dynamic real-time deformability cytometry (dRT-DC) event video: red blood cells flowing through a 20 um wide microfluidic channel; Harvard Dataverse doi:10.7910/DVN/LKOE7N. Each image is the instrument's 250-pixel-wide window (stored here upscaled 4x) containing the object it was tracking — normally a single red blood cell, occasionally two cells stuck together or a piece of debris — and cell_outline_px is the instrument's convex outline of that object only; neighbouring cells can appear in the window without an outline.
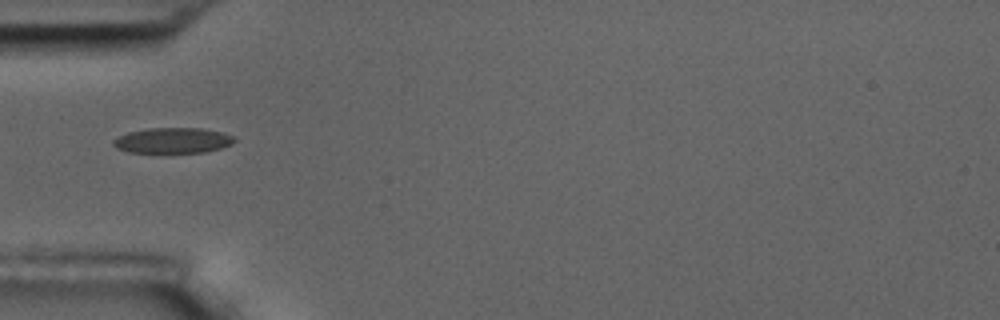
{"species": "common noctule bat (a hibernating species)", "species_latin": "Nyctalus noctula", "temperature_condition": "room temperature", "stored_images_in_passage": 10, "segment_of_instrument_passage": [2, 2], "camera_frame_rate_fps": 3000, "um_per_image_px": 0.085, "animal": {"sex": "male", "body_mass_g": 17.5, "forearm_length_mm": 52.3}, "frame": {"image": 1, "passage_image": 5, "time_ms": 4.667, "image_size_px": [1000, 320], "cell_outline_px": [[236, 140], [232, 144], [220, 148], [204, 152], [128, 152], [116, 148], [112, 144], [112, 140], [128, 132], [148, 128], [200, 128], [220, 132], [232, 136]], "centroid_in_image_um": [14.66, 11.94], "position_along_channel_um": 70.3, "area_um2": 17.8}}
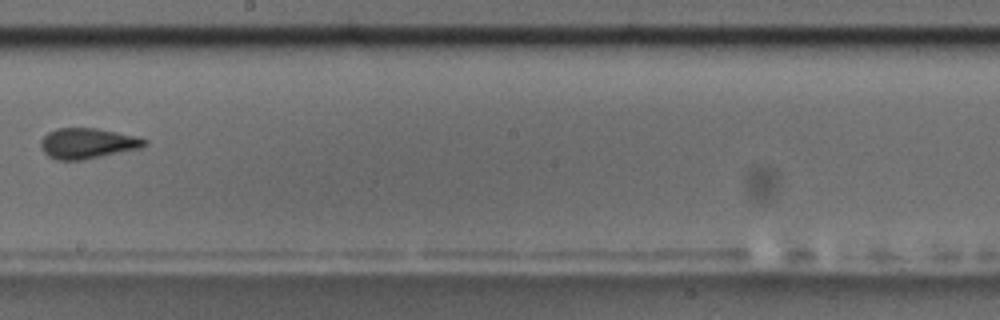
{"frame": {"image": 2, "passage_image": 9, "time_ms": 9.333, "image_size_px": [1000, 320], "cell_outline_px": [[148, 144], [140, 148], [84, 160], [56, 160], [48, 156], [44, 152], [40, 144], [40, 140], [48, 132], [56, 128], [96, 128], [140, 136], [148, 140]], "centroid_in_image_um": [7.46, 12.18], "position_along_channel_um": 240.7, "area_um2": 18.67}}
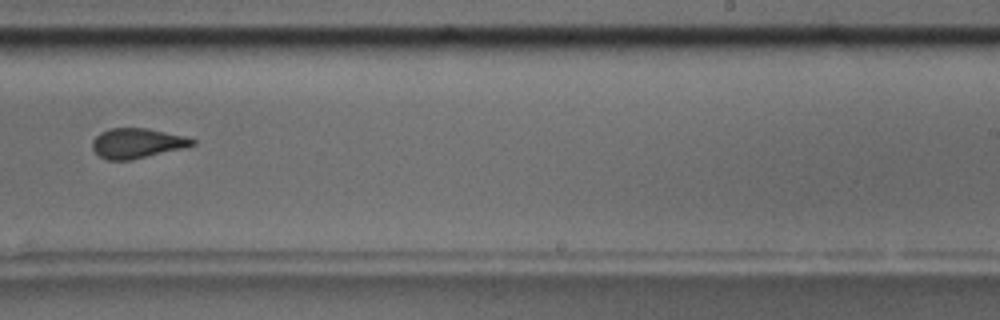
{"frame": {"image": 3, "passage_image": 10, "time_ms": 10.333, "image_size_px": [1000, 320], "cell_outline_px": [[196, 144], [132, 160], [108, 160], [100, 156], [92, 148], [92, 140], [100, 132], [108, 128], [148, 128], [184, 136], [196, 140]], "centroid_in_image_um": [11.61, 12.16], "position_along_channel_um": 277.4, "area_um2": 17.28}}